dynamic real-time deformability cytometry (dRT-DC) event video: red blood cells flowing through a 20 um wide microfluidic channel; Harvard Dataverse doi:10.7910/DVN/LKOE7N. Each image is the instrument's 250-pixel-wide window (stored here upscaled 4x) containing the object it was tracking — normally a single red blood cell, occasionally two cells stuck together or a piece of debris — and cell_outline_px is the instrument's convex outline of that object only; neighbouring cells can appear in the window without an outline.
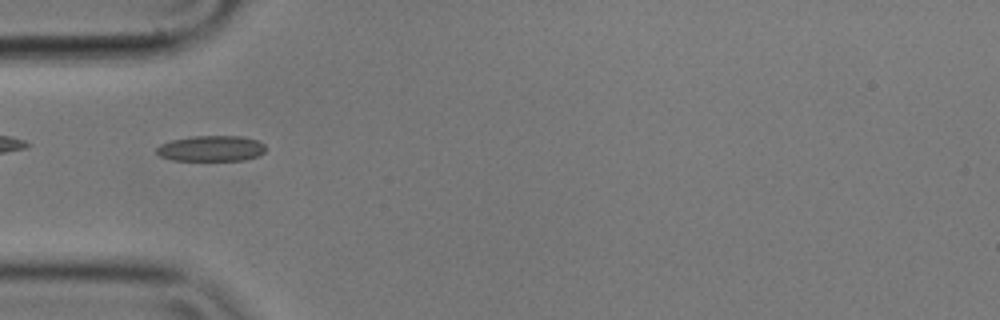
{"species": "common noctule bat (a hibernating species)", "species_latin": "Nyctalus noctula", "temperature_condition": "cold", "stored_images_in_passage": 42, "camera_frame_rate_fps": 3000, "um_per_image_px": 0.085, "animal": {"sex": "male", "body_mass_g": 17.9}, "frame": {"image": 1, "passage_image": 3, "time_ms": 0.667, "image_size_px": [1000, 320], "cell_outline_px": [[268, 148], [260, 156], [244, 160], [172, 160], [160, 156], [156, 152], [156, 148], [160, 144], [172, 140], [192, 136], [244, 136], [256, 140], [264, 144]], "centroid_in_image_um": [17.99, 12.62], "position_along_channel_um": 67.0, "area_um2": 16.47}}
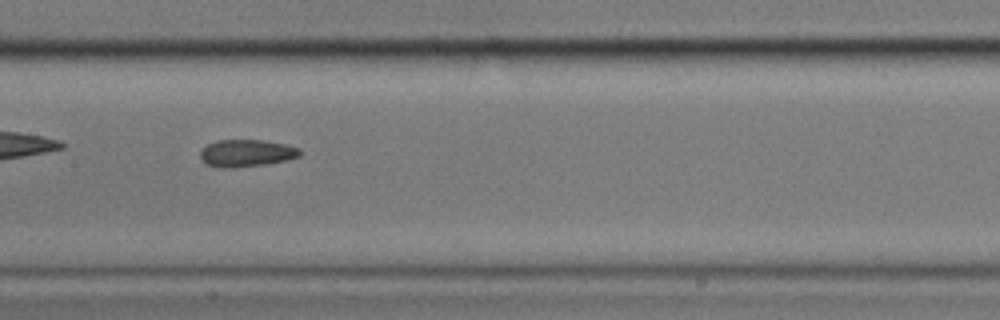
{"frame": {"image": 2, "passage_image": 13, "time_ms": 4.0, "image_size_px": [1000, 320], "cell_outline_px": [[300, 156], [284, 160], [264, 164], [232, 168], [220, 168], [204, 164], [200, 160], [200, 152], [208, 144], [216, 140], [264, 140], [284, 144], [300, 148]], "centroid_in_image_um": [20.89, 13.02], "position_along_channel_um": 186.5, "area_um2": 15.78}}
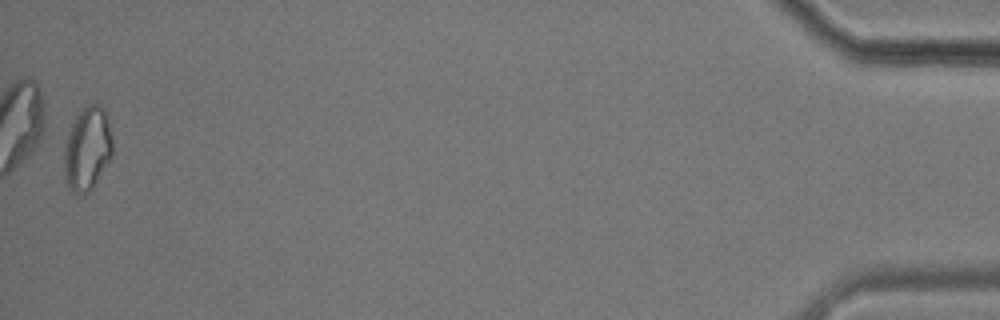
{"frame": {"image": 3, "passage_image": 41, "time_ms": 13.333, "image_size_px": [1000, 320], "cell_outline_px": [[112, 156], [92, 188], [88, 192], [72, 192], [68, 188], [64, 168], [64, 152], [68, 132], [76, 116], [88, 104], [96, 104], [104, 108], [108, 120], [112, 136]], "centroid_in_image_um": [7.43, 12.63], "position_along_channel_um": 427.8, "area_um2": 23.24}, "authors_computed_cell_mechanics": {"area_um2": 16.0395, "velocity_mm_per_s": 3.5591, "shape_relaxation_time_tau1_ms": 9.4918, "shape_relaxation_time_tau2_ms": 2.1742, "deformation_change_tau1": 0.1501, "deformation_change_tau2": 0.0781}}